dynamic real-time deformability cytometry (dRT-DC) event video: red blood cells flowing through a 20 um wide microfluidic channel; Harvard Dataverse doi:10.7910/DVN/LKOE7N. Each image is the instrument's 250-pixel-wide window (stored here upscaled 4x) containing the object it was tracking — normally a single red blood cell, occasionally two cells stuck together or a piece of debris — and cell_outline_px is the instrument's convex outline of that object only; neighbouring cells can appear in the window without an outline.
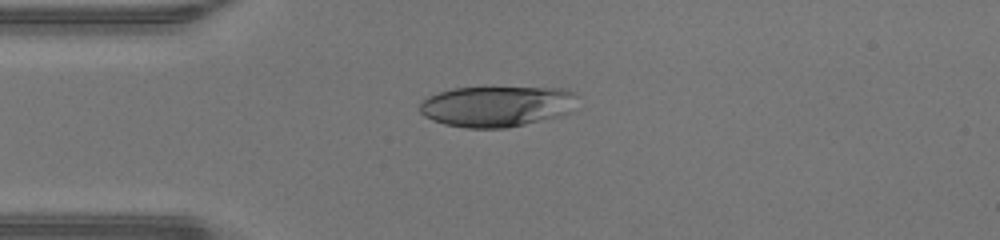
{"species": "human", "species_latin": "Homo sapiens", "temperature_condition": "warm", "stored_images_in_passage": 36, "camera_frame_rate_fps": 3000, "um_per_image_px": 0.085, "donor": {"sex": "male"}, "frame": {"image": 1, "passage_image": 1, "time_ms": 0.0, "image_size_px": [1000, 240], "cell_outline_px": [[580, 96], [568, 112], [560, 116], [524, 124], [504, 128], [468, 128], [444, 124], [432, 120], [424, 116], [420, 112], [420, 100], [428, 96], [452, 88], [568, 88], [576, 92]], "centroid_in_image_um": [42.24, 9.03], "position_along_channel_um": 42.8, "area_um2": 37.57}}
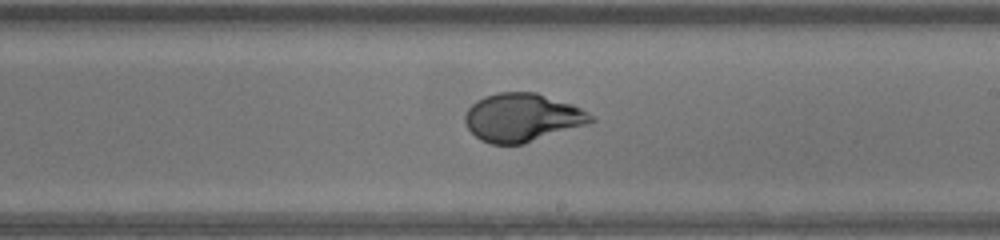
{"frame": {"image": 2, "passage_image": 16, "time_ms": 5.0, "image_size_px": [1000, 240], "cell_outline_px": [[596, 120], [524, 144], [492, 144], [480, 140], [468, 128], [464, 120], [464, 116], [468, 108], [476, 100], [484, 96], [496, 92], [536, 92], [572, 104], [596, 116]], "centroid_in_image_um": [44.36, 9.98], "position_along_channel_um": 244.6, "area_um2": 35.26}}
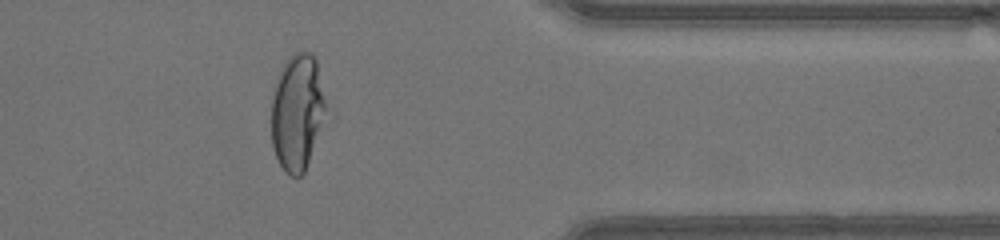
{"frame": {"image": 3, "passage_image": 27, "time_ms": 8.667, "image_size_px": [1000, 240], "cell_outline_px": [[336, 116], [304, 172], [300, 176], [292, 176], [280, 164], [276, 156], [272, 144], [272, 88], [284, 60], [288, 56], [296, 52], [312, 52], [316, 60]], "centroid_in_image_um": [25.46, 9.53], "position_along_channel_um": 385.9, "area_um2": 40.63}, "authors_computed_cell_mechanics": {"area_um2": 36.2695, "velocity_mm_per_s": 4.3783, "shape_relaxation_time_tau1_ms": 4.0751, "shape_relaxation_time_tau2_ms": null, "deformation_change_tau1": 0.2539, "deformation_change_tau2": null}}